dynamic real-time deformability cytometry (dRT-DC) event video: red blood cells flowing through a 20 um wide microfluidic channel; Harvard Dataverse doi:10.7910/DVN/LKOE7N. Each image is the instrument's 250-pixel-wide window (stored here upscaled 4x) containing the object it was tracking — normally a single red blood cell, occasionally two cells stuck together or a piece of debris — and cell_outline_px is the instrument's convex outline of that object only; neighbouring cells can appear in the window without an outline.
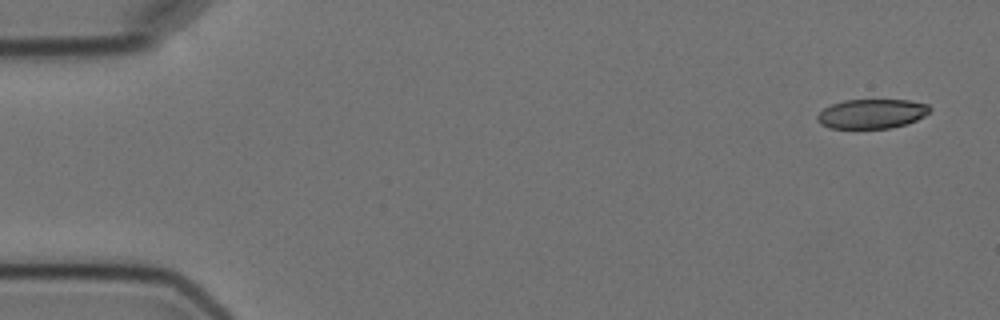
{"species": "Egyptian fruit bat (a non-hibernating species)", "species_latin": "Rousettus aegyptiacus", "temperature_condition": "cold", "stored_images_in_passage": 5, "camera_frame_rate_fps": 3000, "um_per_image_px": 0.085, "animal": {"sex": "female"}, "frame": {"image": 1, "passage_image": 1, "time_ms": 0.0, "image_size_px": [1000, 320], "cell_outline_px": [[932, 108], [924, 116], [916, 120], [904, 124], [888, 128], [828, 128], [820, 124], [816, 120], [816, 116], [824, 108], [832, 104], [844, 100], [908, 100], [928, 104]], "centroid_in_image_um": [74.07, 9.67], "position_along_channel_um": 10.9, "area_um2": 19.25}}
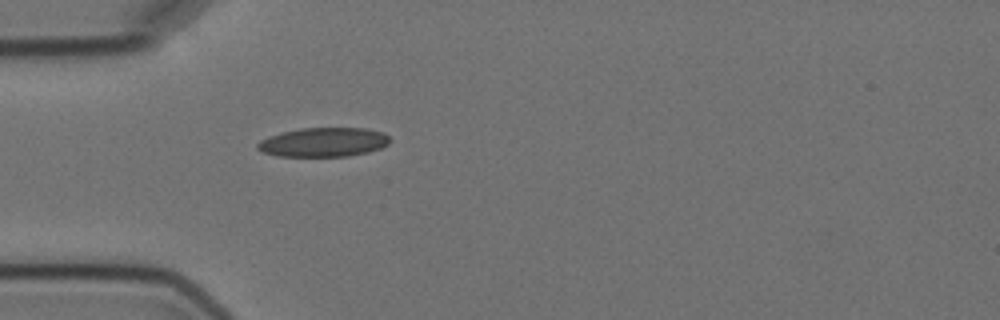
{"frame": {"image": 2, "passage_image": 5, "time_ms": 4.667, "image_size_px": [1000, 320], "cell_outline_px": [[392, 140], [388, 144], [380, 148], [368, 152], [348, 156], [276, 156], [264, 152], [256, 148], [256, 144], [260, 140], [268, 136], [280, 132], [300, 128], [368, 128], [384, 132]], "centroid_in_image_um": [27.5, 12.08], "position_along_channel_um": 57.5, "area_um2": 22.72}}